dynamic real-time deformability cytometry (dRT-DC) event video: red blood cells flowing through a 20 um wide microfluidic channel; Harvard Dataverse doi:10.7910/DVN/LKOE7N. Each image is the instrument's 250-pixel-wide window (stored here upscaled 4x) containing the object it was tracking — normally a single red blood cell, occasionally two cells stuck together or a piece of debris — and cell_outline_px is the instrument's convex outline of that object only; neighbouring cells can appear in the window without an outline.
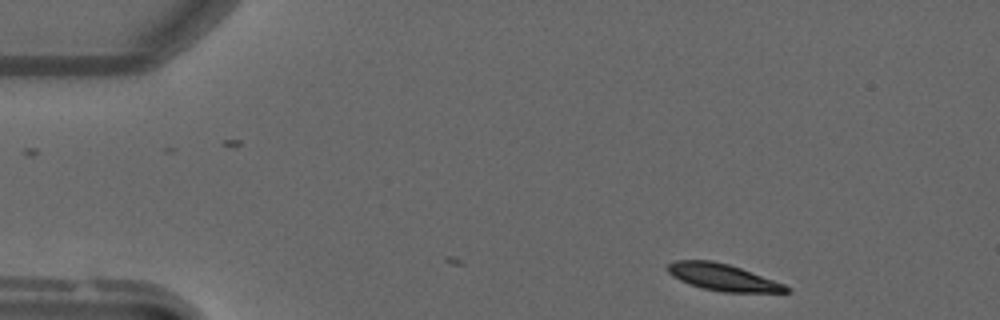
{"species": "common noctule bat (a hibernating species)", "species_latin": "Nyctalus noctula", "temperature_condition": "warm", "stored_images_in_passage": 3, "camera_frame_rate_fps": 3000, "um_per_image_px": 0.085, "animal": {"sex": "male", "forearm_length_mm": 52.5}, "frame": {"image": 1, "passage_image": 3, "time_ms": 0.667, "image_size_px": [1000, 320], "cell_outline_px": [[792, 292], [724, 292], [700, 288], [680, 280], [672, 276], [664, 268], [668, 264], [676, 260], [712, 260], [728, 264], [740, 268], [784, 284]], "centroid_in_image_um": [61.38, 23.56], "position_along_channel_um": 23.6, "area_um2": 18.38}}